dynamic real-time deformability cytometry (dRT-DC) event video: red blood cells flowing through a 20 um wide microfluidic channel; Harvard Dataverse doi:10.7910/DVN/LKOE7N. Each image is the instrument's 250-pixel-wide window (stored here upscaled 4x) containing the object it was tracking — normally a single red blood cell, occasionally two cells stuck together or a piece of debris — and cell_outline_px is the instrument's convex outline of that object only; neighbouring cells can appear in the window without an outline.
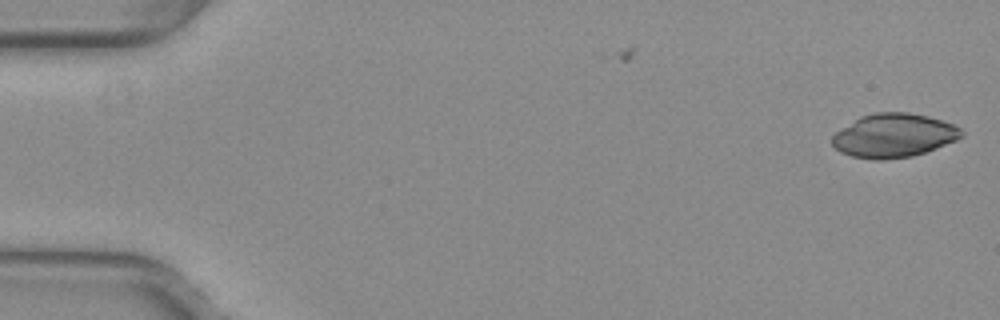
{"species": "common noctule bat (a hibernating species)", "species_latin": "Nyctalus noctula", "temperature_condition": "warm", "stored_images_in_passage": 6, "camera_frame_rate_fps": 3000, "um_per_image_px": 0.085, "animal": {"sex": "female", "body_mass_g": 29.2, "forearm_length_mm": 56.3}, "frame": {"image": 1, "passage_image": 6, "time_ms": 1.667, "image_size_px": [1000, 320], "cell_outline_px": [[964, 136], [956, 140], [936, 148], [912, 156], [884, 160], [872, 160], [852, 156], [840, 152], [832, 144], [832, 136], [836, 132], [860, 116], [876, 112], [908, 112], [928, 116], [952, 124], [960, 128], [964, 132]], "centroid_in_image_um": [75.97, 11.52], "position_along_channel_um": 9.0, "area_um2": 32.95}}